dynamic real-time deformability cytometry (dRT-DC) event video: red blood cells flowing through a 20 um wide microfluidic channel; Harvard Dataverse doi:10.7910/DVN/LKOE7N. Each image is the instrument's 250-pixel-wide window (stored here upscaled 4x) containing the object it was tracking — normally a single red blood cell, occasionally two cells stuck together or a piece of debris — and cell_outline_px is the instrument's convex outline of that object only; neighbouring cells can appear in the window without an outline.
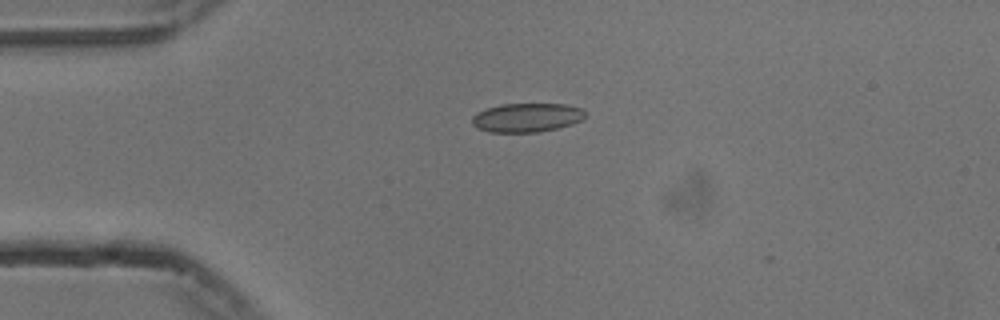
{"species": "common noctule bat (a hibernating species)", "species_latin": "Nyctalus noctula", "temperature_condition": "cold", "stored_images_in_passage": 2, "camera_frame_rate_fps": 3000, "um_per_image_px": 0.085, "animal": {"sex": "male", "body_mass_g": 13.3}, "frame": {"image": 1, "passage_image": 1, "time_ms": 0.0, "image_size_px": [1000, 320], "cell_outline_px": [[584, 116], [580, 120], [572, 124], [556, 128], [536, 132], [488, 132], [476, 128], [472, 124], [472, 116], [476, 112], [500, 104], [564, 104], [584, 108]], "centroid_in_image_um": [44.74, 9.99], "position_along_channel_um": 40.3, "area_um2": 19.07}}